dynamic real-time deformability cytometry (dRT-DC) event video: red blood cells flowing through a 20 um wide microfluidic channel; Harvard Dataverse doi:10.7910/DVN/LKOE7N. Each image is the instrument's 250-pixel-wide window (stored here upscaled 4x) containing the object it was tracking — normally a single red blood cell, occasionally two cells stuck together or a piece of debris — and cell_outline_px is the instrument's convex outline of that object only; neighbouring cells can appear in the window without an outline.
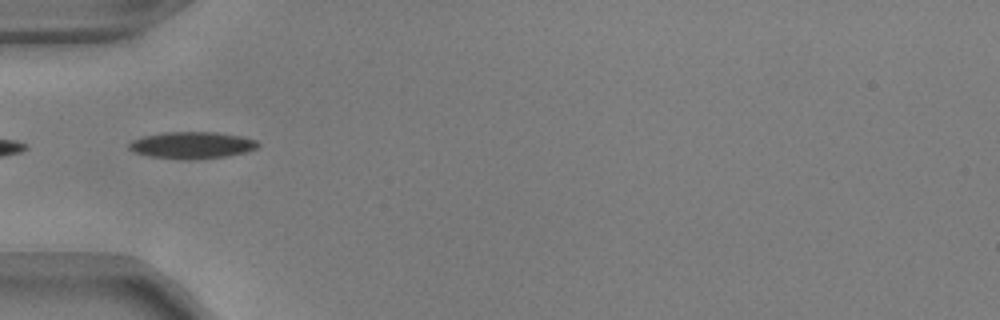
{"species": "common noctule bat (a hibernating species)", "species_latin": "Nyctalus noctula", "temperature_condition": "warm", "stored_images_in_passage": 1, "camera_frame_rate_fps": 3000, "um_per_image_px": 0.085, "animal": {"sex": "male", "body_mass_g": 17.9, "forearm_length_mm": 54.2}, "frame": {"image": 1, "passage_image": 1, "time_ms": 0.0, "image_size_px": [1000, 320], "cell_outline_px": [[260, 144], [256, 148], [248, 152], [228, 156], [188, 160], [152, 156], [136, 152], [128, 148], [128, 144], [132, 140], [144, 136], [164, 132], [216, 132], [240, 136], [256, 140]], "centroid_in_image_um": [16.35, 12.34], "position_along_channel_um": 68.6, "area_um2": 20.06}}